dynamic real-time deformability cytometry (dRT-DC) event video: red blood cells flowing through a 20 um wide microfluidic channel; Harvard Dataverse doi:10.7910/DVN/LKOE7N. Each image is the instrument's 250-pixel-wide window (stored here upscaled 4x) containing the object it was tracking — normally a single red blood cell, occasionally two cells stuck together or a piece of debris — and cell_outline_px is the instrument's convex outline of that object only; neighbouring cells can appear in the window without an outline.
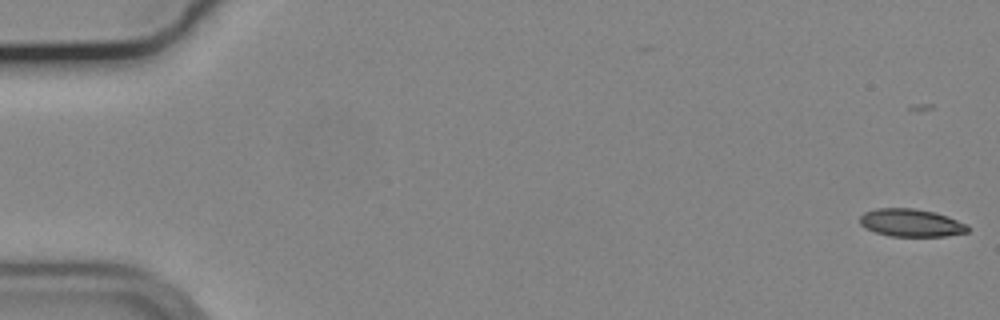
{"species": "common noctule bat (a hibernating species)", "species_latin": "Nyctalus noctula", "temperature_condition": "cold", "stored_images_in_passage": 56, "camera_frame_rate_fps": 3000, "um_per_image_px": 0.085, "animal": {"sex": "male", "body_mass_g": 19.2, "forearm_length_mm": 51.8}, "frame": {"image": 1, "passage_image": 1, "time_ms": 0.0, "image_size_px": [1000, 320], "cell_outline_px": [[968, 232], [944, 236], [888, 236], [864, 228], [860, 224], [860, 216], [864, 212], [876, 208], [912, 208], [936, 212], [948, 216], [968, 224]], "centroid_in_image_um": [77.43, 18.93], "position_along_channel_um": 7.6, "area_um2": 17.57}}
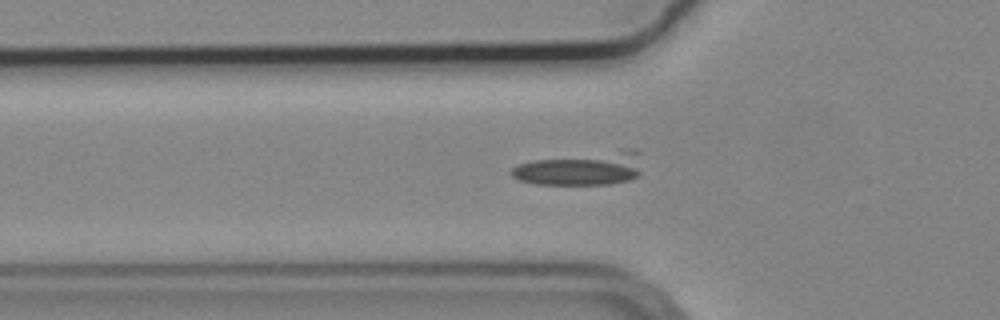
{"frame": {"image": 2, "passage_image": 19, "time_ms": 6.0, "image_size_px": [1000, 320], "cell_outline_px": [[640, 176], [628, 180], [608, 184], [536, 184], [520, 180], [512, 176], [508, 172], [516, 164], [532, 160], [620, 148], [636, 148], [640, 152]], "centroid_in_image_um": [49.45, 14.29], "position_along_channel_um": 76.3, "area_um2": 26.01}}
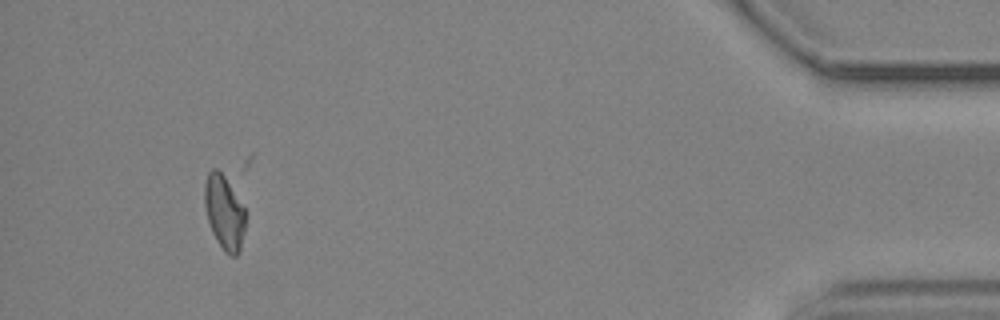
{"frame": {"image": 3, "passage_image": 52, "time_ms": 17.0, "image_size_px": [1000, 320], "cell_outline_px": [[252, 156], [248, 216], [240, 248], [236, 256], [228, 256], [216, 240], [212, 232], [208, 220], [204, 204], [204, 184], [208, 172], [212, 168], [252, 152]], "centroid_in_image_um": [19.45, 17.15], "position_along_channel_um": 415.8, "area_um2": 25.55}}